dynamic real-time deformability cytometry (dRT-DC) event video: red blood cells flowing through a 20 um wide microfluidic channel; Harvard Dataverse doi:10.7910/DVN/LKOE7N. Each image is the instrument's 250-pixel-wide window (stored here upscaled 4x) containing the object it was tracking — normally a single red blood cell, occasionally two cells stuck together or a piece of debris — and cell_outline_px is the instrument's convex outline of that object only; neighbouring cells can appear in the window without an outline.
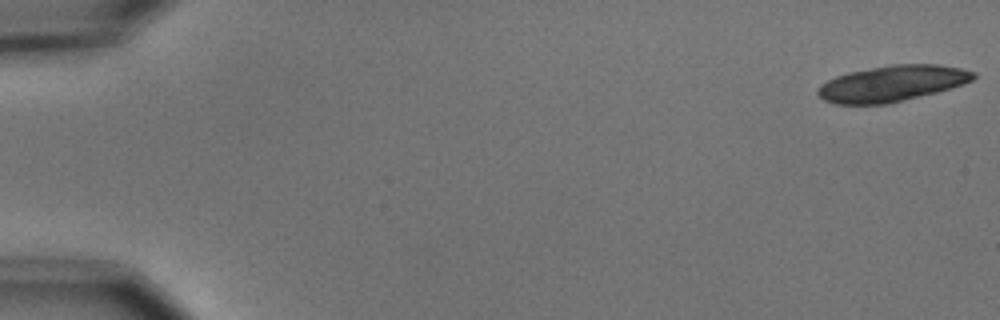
{"species": "common noctule bat (a hibernating species)", "species_latin": "Nyctalus noctula", "temperature_condition": "cold", "stored_images_in_passage": 9, "camera_frame_rate_fps": 3000, "um_per_image_px": 0.085, "animal": {"sex": "male", "body_mass_g": 15.6}, "frame": {"image": 1, "passage_image": 1, "time_ms": 0.0, "image_size_px": [1000, 320], "cell_outline_px": [[976, 76], [972, 80], [964, 84], [936, 92], [888, 104], [836, 104], [824, 100], [816, 92], [816, 88], [820, 84], [836, 76], [848, 72], [892, 64], [936, 64], [960, 68], [976, 72]], "centroid_in_image_um": [75.81, 7.09], "position_along_channel_um": 9.2, "area_um2": 32.6}}
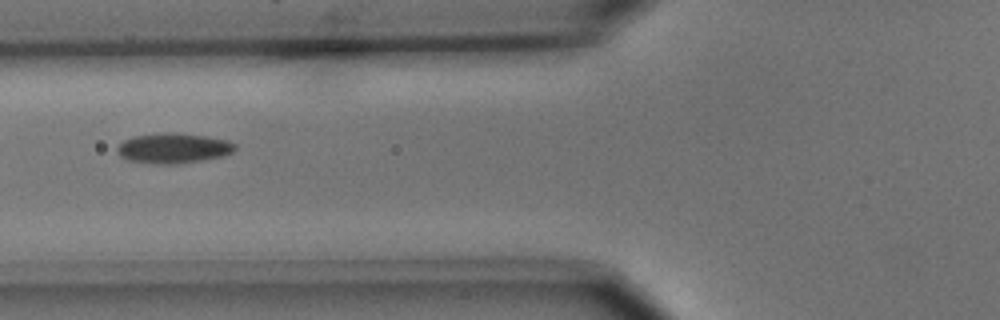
{"frame": {"image": 2, "passage_image": 7, "time_ms": 7.0, "image_size_px": [1000, 320], "cell_outline_px": [[236, 148], [232, 152], [224, 156], [176, 164], [160, 164], [128, 160], [120, 156], [116, 152], [116, 148], [124, 140], [136, 136], [160, 132], [172, 132], [204, 136], [228, 140], [236, 144]], "centroid_in_image_um": [14.73, 12.59], "position_along_channel_um": 111.1, "area_um2": 20.63}}
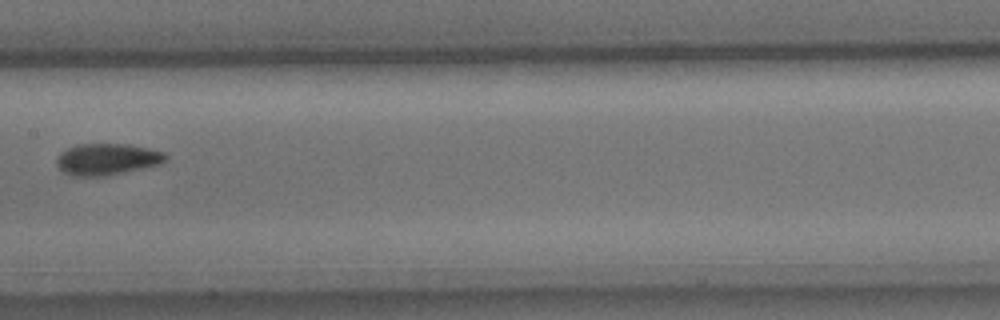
{"frame": {"image": 3, "passage_image": 9, "time_ms": 9.333, "image_size_px": [1000, 320], "cell_outline_px": [[168, 156], [160, 164], [108, 176], [72, 176], [64, 172], [56, 164], [56, 156], [60, 152], [76, 144], [132, 144], [164, 152]], "centroid_in_image_um": [9.08, 13.53], "position_along_channel_um": 198.3, "area_um2": 20.17}}